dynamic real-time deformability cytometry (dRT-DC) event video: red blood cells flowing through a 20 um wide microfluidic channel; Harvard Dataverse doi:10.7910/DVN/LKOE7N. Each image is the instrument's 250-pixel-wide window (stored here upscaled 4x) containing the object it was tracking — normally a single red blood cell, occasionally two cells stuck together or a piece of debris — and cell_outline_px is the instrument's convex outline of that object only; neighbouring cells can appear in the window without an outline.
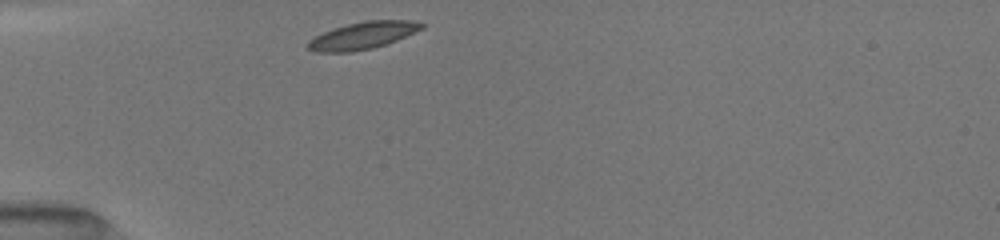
{"species": "common noctule bat (a hibernating species)", "species_latin": "Nyctalus noctula", "temperature_condition": "room temperature", "stored_images_in_passage": 23, "camera_frame_rate_fps": 3000, "um_per_image_px": 0.085, "animal": {"sex": "female", "body_mass_g": 19.5, "forearm_length_mm": 54.1}, "frame": {"image": 1, "passage_image": 1, "time_ms": 0.0, "image_size_px": [1000, 240], "cell_outline_px": [[424, 28], [396, 40], [372, 48], [352, 52], [316, 52], [308, 48], [308, 40], [332, 28], [348, 24], [368, 20], [408, 20], [424, 24]], "centroid_in_image_um": [30.82, 3.02], "position_along_channel_um": 54.2, "area_um2": 17.74}}
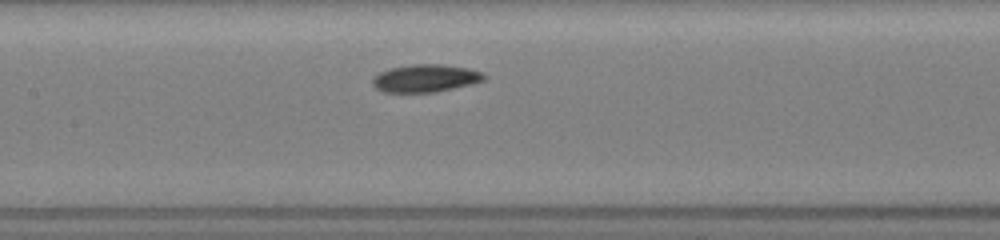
{"frame": {"image": 2, "passage_image": 13, "time_ms": 3.333, "image_size_px": [1000, 240], "cell_outline_px": [[488, 76], [484, 80], [472, 84], [436, 92], [384, 92], [376, 88], [372, 84], [372, 76], [388, 68], [412, 64], [440, 64], [468, 68], [484, 72]], "centroid_in_image_um": [36.17, 6.64], "position_along_channel_um": 171.2, "area_um2": 18.21}}
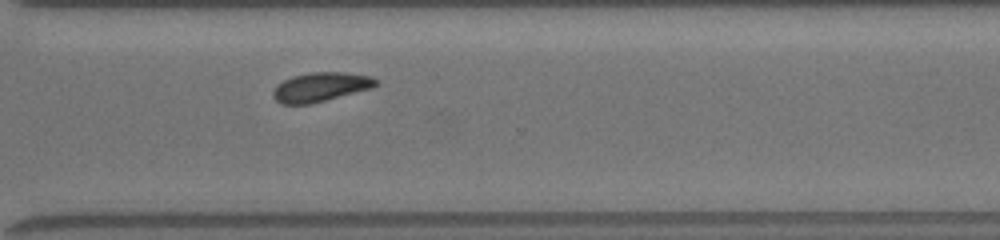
{"frame": {"image": 3, "passage_image": 23, "time_ms": 7.667, "image_size_px": [1000, 240], "cell_outline_px": [[380, 84], [372, 88], [312, 104], [280, 104], [272, 96], [272, 92], [284, 80], [292, 76], [308, 72], [344, 72], [372, 76], [380, 80]], "centroid_in_image_um": [27.31, 7.39], "position_along_channel_um": 343.3, "area_um2": 17.69}}